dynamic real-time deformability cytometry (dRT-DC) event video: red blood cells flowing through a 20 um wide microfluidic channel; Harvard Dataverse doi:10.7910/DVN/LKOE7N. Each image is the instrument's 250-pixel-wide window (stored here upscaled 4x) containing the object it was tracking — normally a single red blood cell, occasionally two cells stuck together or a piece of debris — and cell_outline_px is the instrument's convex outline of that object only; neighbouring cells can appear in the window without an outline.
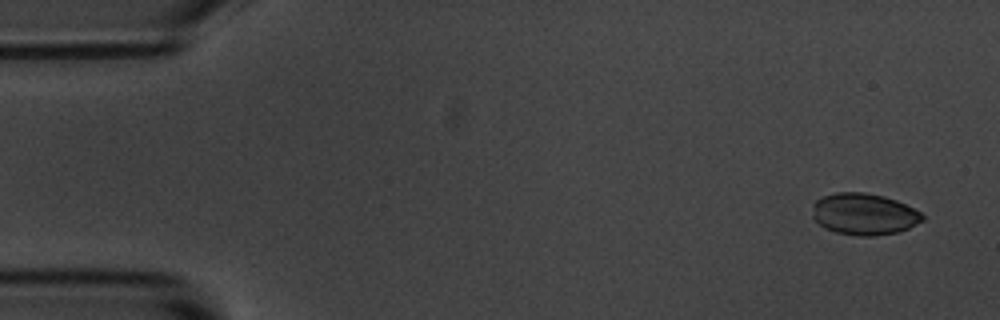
{"species": "common noctule bat (a hibernating species)", "species_latin": "Nyctalus noctula", "temperature_condition": "room temperature", "stored_images_in_passage": 8, "camera_frame_rate_fps": 3000, "um_per_image_px": 0.085, "animal": {"sex": "male", "body_mass_g": 20.1, "forearm_length_mm": 53.5}, "frame": {"image": 1, "passage_image": 1, "time_ms": 0.0, "image_size_px": [1000, 320], "cell_outline_px": [[924, 220], [908, 228], [896, 232], [876, 236], [856, 236], [836, 232], [824, 228], [812, 216], [812, 204], [816, 200], [824, 196], [836, 192], [864, 192], [884, 196], [896, 200], [920, 212], [924, 216]], "centroid_in_image_um": [73.42, 18.2], "position_along_channel_um": 11.6, "area_um2": 26.7}}
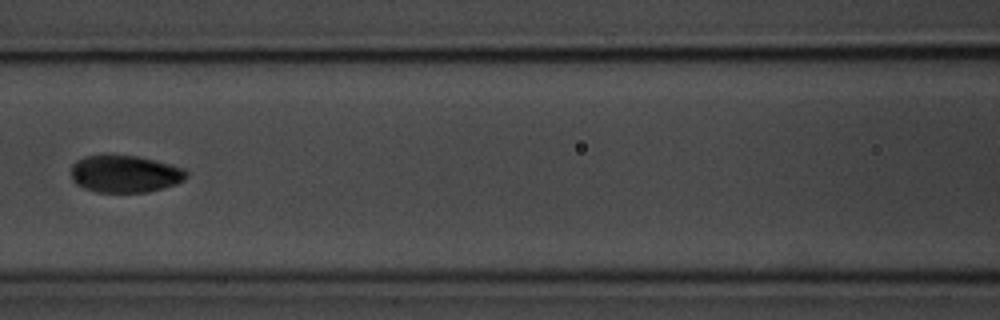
{"frame": {"image": 2, "passage_image": 6, "time_ms": 7.0, "image_size_px": [1000, 320], "cell_outline_px": [[188, 176], [184, 180], [176, 184], [148, 192], [96, 192], [84, 188], [76, 184], [72, 180], [72, 164], [76, 160], [84, 156], [136, 156], [184, 168], [188, 172]], "centroid_in_image_um": [10.62, 14.8], "position_along_channel_um": 156.0, "area_um2": 24.8}}
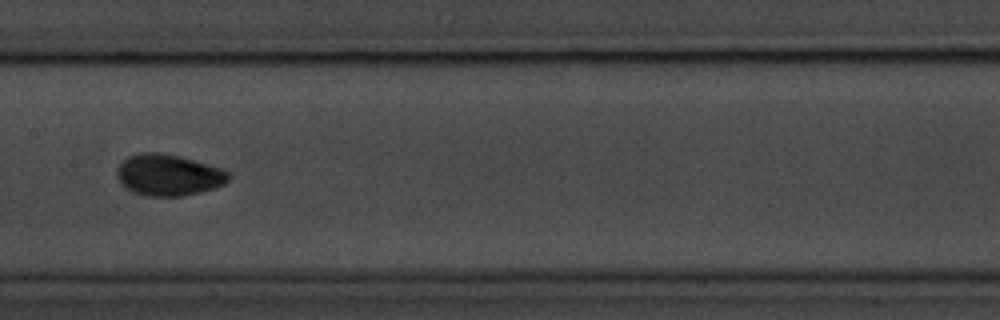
{"frame": {"image": 3, "passage_image": 7, "time_ms": 8.0, "image_size_px": [1000, 320], "cell_outline_px": [[232, 176], [224, 184], [200, 192], [184, 196], [148, 196], [132, 192], [120, 184], [116, 176], [116, 168], [128, 156], [140, 152], [160, 152], [180, 156], [220, 168], [228, 172]], "centroid_in_image_um": [14.28, 14.87], "position_along_channel_um": 193.1, "area_um2": 27.05}}